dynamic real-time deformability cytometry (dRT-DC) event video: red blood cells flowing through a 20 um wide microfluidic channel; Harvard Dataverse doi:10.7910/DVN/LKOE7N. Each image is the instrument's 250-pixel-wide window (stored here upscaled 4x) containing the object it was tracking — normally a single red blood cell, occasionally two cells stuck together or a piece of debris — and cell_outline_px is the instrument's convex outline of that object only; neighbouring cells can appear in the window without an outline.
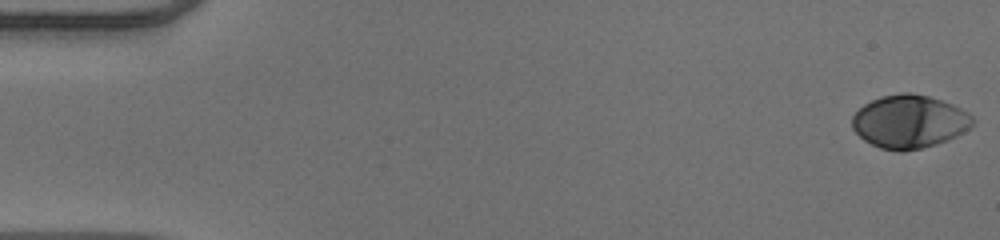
{"species": "human", "species_latin": "Homo sapiens", "temperature_condition": "warm", "stored_images_in_passage": 51, "camera_frame_rate_fps": 3000, "um_per_image_px": 0.085, "donor": {"sex": "male"}, "frame": {"image": 1, "passage_image": 1, "time_ms": 0.0, "image_size_px": [1000, 240], "cell_outline_px": [[976, 120], [968, 128], [956, 136], [948, 140], [936, 144], [904, 152], [900, 152], [880, 148], [864, 140], [852, 128], [852, 116], [864, 104], [872, 100], [884, 96], [900, 92], [908, 92], [928, 96], [952, 104], [968, 112]], "centroid_in_image_um": [77.29, 10.34], "position_along_channel_um": 7.7, "area_um2": 37.22}}
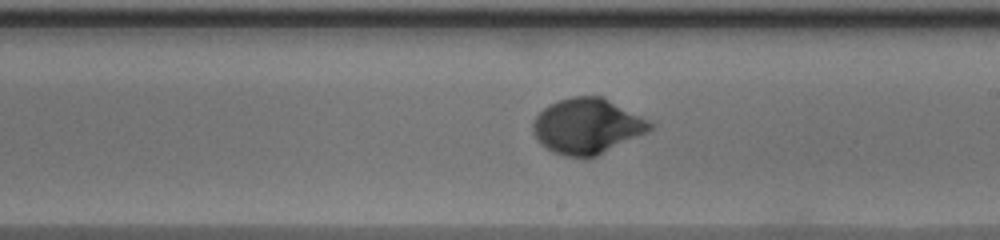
{"frame": {"image": 2, "passage_image": 30, "time_ms": 9.667, "image_size_px": [1000, 240], "cell_outline_px": [[656, 124], [648, 132], [596, 156], [584, 160], [564, 156], [552, 152], [544, 148], [536, 140], [532, 132], [532, 120], [548, 104], [572, 96], [604, 96]], "centroid_in_image_um": [49.88, 10.74], "position_along_channel_um": 239.1, "area_um2": 38.49}}
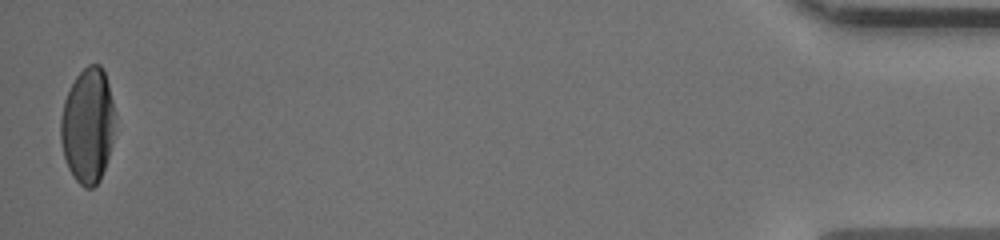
{"frame": {"image": 3, "passage_image": 51, "time_ms": 16.667, "image_size_px": [1000, 240], "cell_outline_px": [[112, 144], [100, 180], [92, 188], [84, 188], [76, 180], [68, 168], [64, 156], [60, 140], [60, 120], [64, 100], [76, 76], [88, 64], [100, 64], [104, 68], [112, 100]], "centroid_in_image_um": [7.42, 10.67], "position_along_channel_um": 427.8, "area_um2": 36.01}, "authors_computed_cell_mechanics": {"area_um2": 36.703, "velocity_mm_per_s": 3.9944, "shape_relaxation_time_tau1_ms": 3.3215, "shape_relaxation_time_tau2_ms": null, "deformation_change_tau1": 0.1876, "deformation_change_tau2": null}}